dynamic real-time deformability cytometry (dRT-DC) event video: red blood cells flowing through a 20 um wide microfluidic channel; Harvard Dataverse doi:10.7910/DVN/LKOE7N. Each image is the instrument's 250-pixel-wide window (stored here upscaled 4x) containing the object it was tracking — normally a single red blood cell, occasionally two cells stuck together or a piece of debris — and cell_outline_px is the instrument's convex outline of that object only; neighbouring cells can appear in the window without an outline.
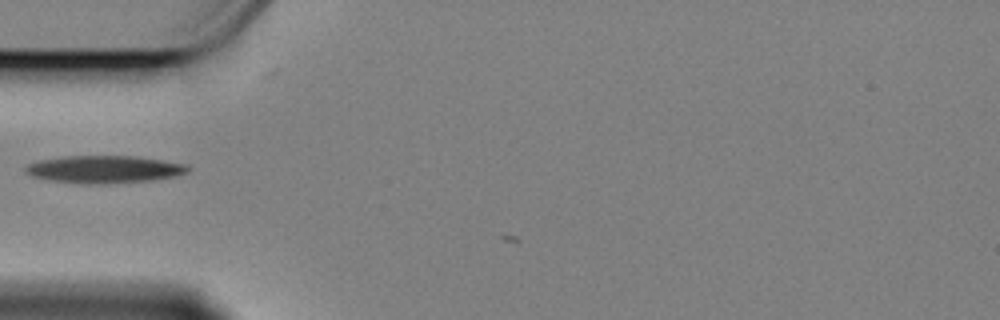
{"species": "Egyptian fruit bat (a non-hibernating species)", "species_latin": "Rousettus aegyptiacus", "temperature_condition": "cold", "stored_images_in_passage": 4, "camera_frame_rate_fps": 3000, "um_per_image_px": 0.085, "animal": {"sex": "female"}, "frame": {"image": 1, "passage_image": 3, "time_ms": 0.667, "image_size_px": [1000, 320], "cell_outline_px": [[192, 168], [188, 172], [176, 176], [152, 180], [104, 184], [88, 184], [48, 180], [32, 176], [24, 172], [24, 168], [28, 164], [36, 160], [64, 156], [136, 156], [188, 164]], "centroid_in_image_um": [8.86, 14.39], "position_along_channel_um": 76.1, "area_um2": 26.3}}